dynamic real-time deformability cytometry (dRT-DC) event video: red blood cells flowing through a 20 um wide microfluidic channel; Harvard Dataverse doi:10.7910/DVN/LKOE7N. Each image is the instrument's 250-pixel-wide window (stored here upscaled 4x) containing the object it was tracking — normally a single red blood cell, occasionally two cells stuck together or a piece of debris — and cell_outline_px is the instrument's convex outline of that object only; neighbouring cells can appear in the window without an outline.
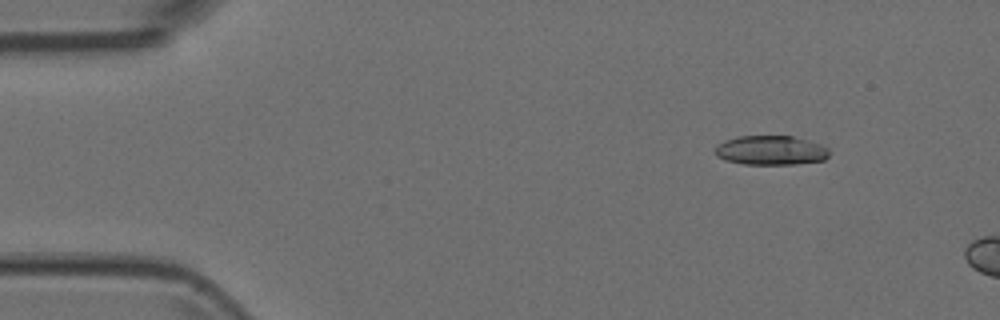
{"species": "Egyptian fruit bat (a non-hibernating species)", "species_latin": "Rousettus aegyptiacus", "temperature_condition": "room temperature", "stored_images_in_passage": 3, "camera_frame_rate_fps": 3000, "um_per_image_px": 0.085, "animal": {"sex": "female"}, "frame": {"image": 1, "passage_image": 2, "time_ms": 0.333, "image_size_px": [1000, 320], "cell_outline_px": [[828, 156], [824, 160], [796, 164], [744, 164], [724, 160], [716, 156], [716, 144], [724, 140], [736, 136], [792, 136], [820, 144], [828, 148]], "centroid_in_image_um": [65.48, 12.78], "position_along_channel_um": 19.5, "area_um2": 19.54}}